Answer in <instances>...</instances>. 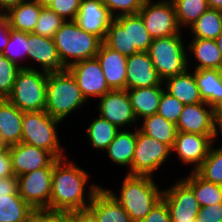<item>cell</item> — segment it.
<instances>
[{
  "label": "cell",
  "instance_id": "obj_42",
  "mask_svg": "<svg viewBox=\"0 0 222 222\" xmlns=\"http://www.w3.org/2000/svg\"><path fill=\"white\" fill-rule=\"evenodd\" d=\"M82 0H54L48 7L61 16L65 21L77 18Z\"/></svg>",
  "mask_w": 222,
  "mask_h": 222
},
{
  "label": "cell",
  "instance_id": "obj_25",
  "mask_svg": "<svg viewBox=\"0 0 222 222\" xmlns=\"http://www.w3.org/2000/svg\"><path fill=\"white\" fill-rule=\"evenodd\" d=\"M137 139V128L135 131L124 129L119 130L114 140L106 148L105 152L109 159L118 166H126L129 168L128 175H131V163L133 161L135 146Z\"/></svg>",
  "mask_w": 222,
  "mask_h": 222
},
{
  "label": "cell",
  "instance_id": "obj_45",
  "mask_svg": "<svg viewBox=\"0 0 222 222\" xmlns=\"http://www.w3.org/2000/svg\"><path fill=\"white\" fill-rule=\"evenodd\" d=\"M67 222H99L96 216L89 210H74L63 214Z\"/></svg>",
  "mask_w": 222,
  "mask_h": 222
},
{
  "label": "cell",
  "instance_id": "obj_22",
  "mask_svg": "<svg viewBox=\"0 0 222 222\" xmlns=\"http://www.w3.org/2000/svg\"><path fill=\"white\" fill-rule=\"evenodd\" d=\"M88 209L99 222H132L124 208L103 187L95 194Z\"/></svg>",
  "mask_w": 222,
  "mask_h": 222
},
{
  "label": "cell",
  "instance_id": "obj_23",
  "mask_svg": "<svg viewBox=\"0 0 222 222\" xmlns=\"http://www.w3.org/2000/svg\"><path fill=\"white\" fill-rule=\"evenodd\" d=\"M43 5L38 0H25L10 8L6 14L10 29L32 33Z\"/></svg>",
  "mask_w": 222,
  "mask_h": 222
},
{
  "label": "cell",
  "instance_id": "obj_17",
  "mask_svg": "<svg viewBox=\"0 0 222 222\" xmlns=\"http://www.w3.org/2000/svg\"><path fill=\"white\" fill-rule=\"evenodd\" d=\"M217 138V135H200L178 131L171 150L180 158V162L187 166L194 165L191 171H195L203 163L210 146L216 143Z\"/></svg>",
  "mask_w": 222,
  "mask_h": 222
},
{
  "label": "cell",
  "instance_id": "obj_35",
  "mask_svg": "<svg viewBox=\"0 0 222 222\" xmlns=\"http://www.w3.org/2000/svg\"><path fill=\"white\" fill-rule=\"evenodd\" d=\"M180 29L190 28L209 8L207 0H173Z\"/></svg>",
  "mask_w": 222,
  "mask_h": 222
},
{
  "label": "cell",
  "instance_id": "obj_44",
  "mask_svg": "<svg viewBox=\"0 0 222 222\" xmlns=\"http://www.w3.org/2000/svg\"><path fill=\"white\" fill-rule=\"evenodd\" d=\"M141 222H171L170 211L166 202L161 199Z\"/></svg>",
  "mask_w": 222,
  "mask_h": 222
},
{
  "label": "cell",
  "instance_id": "obj_27",
  "mask_svg": "<svg viewBox=\"0 0 222 222\" xmlns=\"http://www.w3.org/2000/svg\"><path fill=\"white\" fill-rule=\"evenodd\" d=\"M188 44L187 51H189L187 54H192L197 62L194 69L222 70V56L216 40L192 38Z\"/></svg>",
  "mask_w": 222,
  "mask_h": 222
},
{
  "label": "cell",
  "instance_id": "obj_40",
  "mask_svg": "<svg viewBox=\"0 0 222 222\" xmlns=\"http://www.w3.org/2000/svg\"><path fill=\"white\" fill-rule=\"evenodd\" d=\"M184 108V104L176 97L171 96L165 90L162 92V97L158 106L157 114L164 117L166 120L177 124L180 114Z\"/></svg>",
  "mask_w": 222,
  "mask_h": 222
},
{
  "label": "cell",
  "instance_id": "obj_26",
  "mask_svg": "<svg viewBox=\"0 0 222 222\" xmlns=\"http://www.w3.org/2000/svg\"><path fill=\"white\" fill-rule=\"evenodd\" d=\"M23 112L8 99H0V136L9 145L22 138Z\"/></svg>",
  "mask_w": 222,
  "mask_h": 222
},
{
  "label": "cell",
  "instance_id": "obj_6",
  "mask_svg": "<svg viewBox=\"0 0 222 222\" xmlns=\"http://www.w3.org/2000/svg\"><path fill=\"white\" fill-rule=\"evenodd\" d=\"M61 122L46 111L23 112L21 142L45 149L57 159L66 157L56 130Z\"/></svg>",
  "mask_w": 222,
  "mask_h": 222
},
{
  "label": "cell",
  "instance_id": "obj_19",
  "mask_svg": "<svg viewBox=\"0 0 222 222\" xmlns=\"http://www.w3.org/2000/svg\"><path fill=\"white\" fill-rule=\"evenodd\" d=\"M114 17L101 0H82L76 22L86 32L102 42Z\"/></svg>",
  "mask_w": 222,
  "mask_h": 222
},
{
  "label": "cell",
  "instance_id": "obj_12",
  "mask_svg": "<svg viewBox=\"0 0 222 222\" xmlns=\"http://www.w3.org/2000/svg\"><path fill=\"white\" fill-rule=\"evenodd\" d=\"M98 114L102 118L114 124L116 127H124L135 124L137 119L132 109L131 101L127 90L113 89L99 98Z\"/></svg>",
  "mask_w": 222,
  "mask_h": 222
},
{
  "label": "cell",
  "instance_id": "obj_2",
  "mask_svg": "<svg viewBox=\"0 0 222 222\" xmlns=\"http://www.w3.org/2000/svg\"><path fill=\"white\" fill-rule=\"evenodd\" d=\"M120 193L106 189L124 208L132 222H141L162 199L163 189L152 176L125 174L121 182Z\"/></svg>",
  "mask_w": 222,
  "mask_h": 222
},
{
  "label": "cell",
  "instance_id": "obj_32",
  "mask_svg": "<svg viewBox=\"0 0 222 222\" xmlns=\"http://www.w3.org/2000/svg\"><path fill=\"white\" fill-rule=\"evenodd\" d=\"M35 212L19 193L0 195V222H24Z\"/></svg>",
  "mask_w": 222,
  "mask_h": 222
},
{
  "label": "cell",
  "instance_id": "obj_15",
  "mask_svg": "<svg viewBox=\"0 0 222 222\" xmlns=\"http://www.w3.org/2000/svg\"><path fill=\"white\" fill-rule=\"evenodd\" d=\"M162 199L168 205L171 222L196 219L200 210L193 190L181 178L163 190Z\"/></svg>",
  "mask_w": 222,
  "mask_h": 222
},
{
  "label": "cell",
  "instance_id": "obj_29",
  "mask_svg": "<svg viewBox=\"0 0 222 222\" xmlns=\"http://www.w3.org/2000/svg\"><path fill=\"white\" fill-rule=\"evenodd\" d=\"M200 97L211 107L222 99V70H193Z\"/></svg>",
  "mask_w": 222,
  "mask_h": 222
},
{
  "label": "cell",
  "instance_id": "obj_16",
  "mask_svg": "<svg viewBox=\"0 0 222 222\" xmlns=\"http://www.w3.org/2000/svg\"><path fill=\"white\" fill-rule=\"evenodd\" d=\"M27 58L41 66L46 74H64L67 65L57 53L54 39L45 38L35 33H27Z\"/></svg>",
  "mask_w": 222,
  "mask_h": 222
},
{
  "label": "cell",
  "instance_id": "obj_34",
  "mask_svg": "<svg viewBox=\"0 0 222 222\" xmlns=\"http://www.w3.org/2000/svg\"><path fill=\"white\" fill-rule=\"evenodd\" d=\"M189 30L193 38L215 40L222 32V11L208 8Z\"/></svg>",
  "mask_w": 222,
  "mask_h": 222
},
{
  "label": "cell",
  "instance_id": "obj_43",
  "mask_svg": "<svg viewBox=\"0 0 222 222\" xmlns=\"http://www.w3.org/2000/svg\"><path fill=\"white\" fill-rule=\"evenodd\" d=\"M197 222H222V203L200 207Z\"/></svg>",
  "mask_w": 222,
  "mask_h": 222
},
{
  "label": "cell",
  "instance_id": "obj_56",
  "mask_svg": "<svg viewBox=\"0 0 222 222\" xmlns=\"http://www.w3.org/2000/svg\"><path fill=\"white\" fill-rule=\"evenodd\" d=\"M44 7H48L54 0H38Z\"/></svg>",
  "mask_w": 222,
  "mask_h": 222
},
{
  "label": "cell",
  "instance_id": "obj_33",
  "mask_svg": "<svg viewBox=\"0 0 222 222\" xmlns=\"http://www.w3.org/2000/svg\"><path fill=\"white\" fill-rule=\"evenodd\" d=\"M87 127L86 136L92 148H96L99 151H105L120 130V128L99 116V114Z\"/></svg>",
  "mask_w": 222,
  "mask_h": 222
},
{
  "label": "cell",
  "instance_id": "obj_46",
  "mask_svg": "<svg viewBox=\"0 0 222 222\" xmlns=\"http://www.w3.org/2000/svg\"><path fill=\"white\" fill-rule=\"evenodd\" d=\"M18 193L17 176H9L0 178V195H15Z\"/></svg>",
  "mask_w": 222,
  "mask_h": 222
},
{
  "label": "cell",
  "instance_id": "obj_28",
  "mask_svg": "<svg viewBox=\"0 0 222 222\" xmlns=\"http://www.w3.org/2000/svg\"><path fill=\"white\" fill-rule=\"evenodd\" d=\"M164 90L163 85L127 90L137 120L157 113Z\"/></svg>",
  "mask_w": 222,
  "mask_h": 222
},
{
  "label": "cell",
  "instance_id": "obj_51",
  "mask_svg": "<svg viewBox=\"0 0 222 222\" xmlns=\"http://www.w3.org/2000/svg\"><path fill=\"white\" fill-rule=\"evenodd\" d=\"M214 119L217 125L222 129V99L213 107Z\"/></svg>",
  "mask_w": 222,
  "mask_h": 222
},
{
  "label": "cell",
  "instance_id": "obj_47",
  "mask_svg": "<svg viewBox=\"0 0 222 222\" xmlns=\"http://www.w3.org/2000/svg\"><path fill=\"white\" fill-rule=\"evenodd\" d=\"M10 37V27L8 24L7 14L0 13V54L8 44Z\"/></svg>",
  "mask_w": 222,
  "mask_h": 222
},
{
  "label": "cell",
  "instance_id": "obj_53",
  "mask_svg": "<svg viewBox=\"0 0 222 222\" xmlns=\"http://www.w3.org/2000/svg\"><path fill=\"white\" fill-rule=\"evenodd\" d=\"M24 222H42V211H36Z\"/></svg>",
  "mask_w": 222,
  "mask_h": 222
},
{
  "label": "cell",
  "instance_id": "obj_10",
  "mask_svg": "<svg viewBox=\"0 0 222 222\" xmlns=\"http://www.w3.org/2000/svg\"><path fill=\"white\" fill-rule=\"evenodd\" d=\"M53 169L47 166L17 176L18 193L35 211L50 213Z\"/></svg>",
  "mask_w": 222,
  "mask_h": 222
},
{
  "label": "cell",
  "instance_id": "obj_55",
  "mask_svg": "<svg viewBox=\"0 0 222 222\" xmlns=\"http://www.w3.org/2000/svg\"><path fill=\"white\" fill-rule=\"evenodd\" d=\"M215 40L217 42V45L219 47V51H220L221 56H222V32L218 35V37Z\"/></svg>",
  "mask_w": 222,
  "mask_h": 222
},
{
  "label": "cell",
  "instance_id": "obj_18",
  "mask_svg": "<svg viewBox=\"0 0 222 222\" xmlns=\"http://www.w3.org/2000/svg\"><path fill=\"white\" fill-rule=\"evenodd\" d=\"M9 152L15 176L54 166L57 160L51 152L23 142L9 146Z\"/></svg>",
  "mask_w": 222,
  "mask_h": 222
},
{
  "label": "cell",
  "instance_id": "obj_41",
  "mask_svg": "<svg viewBox=\"0 0 222 222\" xmlns=\"http://www.w3.org/2000/svg\"><path fill=\"white\" fill-rule=\"evenodd\" d=\"M115 18L121 15L137 14L146 0H101Z\"/></svg>",
  "mask_w": 222,
  "mask_h": 222
},
{
  "label": "cell",
  "instance_id": "obj_50",
  "mask_svg": "<svg viewBox=\"0 0 222 222\" xmlns=\"http://www.w3.org/2000/svg\"><path fill=\"white\" fill-rule=\"evenodd\" d=\"M25 0H0V13H6L10 8Z\"/></svg>",
  "mask_w": 222,
  "mask_h": 222
},
{
  "label": "cell",
  "instance_id": "obj_31",
  "mask_svg": "<svg viewBox=\"0 0 222 222\" xmlns=\"http://www.w3.org/2000/svg\"><path fill=\"white\" fill-rule=\"evenodd\" d=\"M182 180L193 190L200 207L222 203V185L204 180L195 171Z\"/></svg>",
  "mask_w": 222,
  "mask_h": 222
},
{
  "label": "cell",
  "instance_id": "obj_52",
  "mask_svg": "<svg viewBox=\"0 0 222 222\" xmlns=\"http://www.w3.org/2000/svg\"><path fill=\"white\" fill-rule=\"evenodd\" d=\"M209 8L222 11V0H207Z\"/></svg>",
  "mask_w": 222,
  "mask_h": 222
},
{
  "label": "cell",
  "instance_id": "obj_24",
  "mask_svg": "<svg viewBox=\"0 0 222 222\" xmlns=\"http://www.w3.org/2000/svg\"><path fill=\"white\" fill-rule=\"evenodd\" d=\"M163 83L165 91L184 105L203 102L194 73L188 69L181 74L166 78Z\"/></svg>",
  "mask_w": 222,
  "mask_h": 222
},
{
  "label": "cell",
  "instance_id": "obj_48",
  "mask_svg": "<svg viewBox=\"0 0 222 222\" xmlns=\"http://www.w3.org/2000/svg\"><path fill=\"white\" fill-rule=\"evenodd\" d=\"M15 175L12 169V160L9 148L0 153V178Z\"/></svg>",
  "mask_w": 222,
  "mask_h": 222
},
{
  "label": "cell",
  "instance_id": "obj_36",
  "mask_svg": "<svg viewBox=\"0 0 222 222\" xmlns=\"http://www.w3.org/2000/svg\"><path fill=\"white\" fill-rule=\"evenodd\" d=\"M210 146L209 152L203 163L195 172L204 180L222 185V146L213 148Z\"/></svg>",
  "mask_w": 222,
  "mask_h": 222
},
{
  "label": "cell",
  "instance_id": "obj_38",
  "mask_svg": "<svg viewBox=\"0 0 222 222\" xmlns=\"http://www.w3.org/2000/svg\"><path fill=\"white\" fill-rule=\"evenodd\" d=\"M65 20L49 7H42L39 19L32 33L53 39Z\"/></svg>",
  "mask_w": 222,
  "mask_h": 222
},
{
  "label": "cell",
  "instance_id": "obj_14",
  "mask_svg": "<svg viewBox=\"0 0 222 222\" xmlns=\"http://www.w3.org/2000/svg\"><path fill=\"white\" fill-rule=\"evenodd\" d=\"M177 131L200 135H219L222 129L214 119L213 107L206 102L184 105L176 124Z\"/></svg>",
  "mask_w": 222,
  "mask_h": 222
},
{
  "label": "cell",
  "instance_id": "obj_54",
  "mask_svg": "<svg viewBox=\"0 0 222 222\" xmlns=\"http://www.w3.org/2000/svg\"><path fill=\"white\" fill-rule=\"evenodd\" d=\"M8 148L9 145L0 136V153L6 151Z\"/></svg>",
  "mask_w": 222,
  "mask_h": 222
},
{
  "label": "cell",
  "instance_id": "obj_13",
  "mask_svg": "<svg viewBox=\"0 0 222 222\" xmlns=\"http://www.w3.org/2000/svg\"><path fill=\"white\" fill-rule=\"evenodd\" d=\"M68 71L87 101L93 97L100 98L111 90L96 57L76 62L68 67Z\"/></svg>",
  "mask_w": 222,
  "mask_h": 222
},
{
  "label": "cell",
  "instance_id": "obj_9",
  "mask_svg": "<svg viewBox=\"0 0 222 222\" xmlns=\"http://www.w3.org/2000/svg\"><path fill=\"white\" fill-rule=\"evenodd\" d=\"M171 148L142 133L137 128L136 146L131 163V175L152 176L171 156Z\"/></svg>",
  "mask_w": 222,
  "mask_h": 222
},
{
  "label": "cell",
  "instance_id": "obj_8",
  "mask_svg": "<svg viewBox=\"0 0 222 222\" xmlns=\"http://www.w3.org/2000/svg\"><path fill=\"white\" fill-rule=\"evenodd\" d=\"M47 79L40 70L21 68L7 99L22 112L45 111Z\"/></svg>",
  "mask_w": 222,
  "mask_h": 222
},
{
  "label": "cell",
  "instance_id": "obj_4",
  "mask_svg": "<svg viewBox=\"0 0 222 222\" xmlns=\"http://www.w3.org/2000/svg\"><path fill=\"white\" fill-rule=\"evenodd\" d=\"M53 39L57 53L67 67L95 58L102 43L97 36L84 31L75 20L65 21Z\"/></svg>",
  "mask_w": 222,
  "mask_h": 222
},
{
  "label": "cell",
  "instance_id": "obj_1",
  "mask_svg": "<svg viewBox=\"0 0 222 222\" xmlns=\"http://www.w3.org/2000/svg\"><path fill=\"white\" fill-rule=\"evenodd\" d=\"M67 158V156L59 158L54 163L50 214L88 209L95 194L101 188L100 184L98 186L96 183H91L90 186L89 173L74 164L75 162L67 161Z\"/></svg>",
  "mask_w": 222,
  "mask_h": 222
},
{
  "label": "cell",
  "instance_id": "obj_3",
  "mask_svg": "<svg viewBox=\"0 0 222 222\" xmlns=\"http://www.w3.org/2000/svg\"><path fill=\"white\" fill-rule=\"evenodd\" d=\"M152 40L141 16L137 13L115 17L103 43L129 57L140 51L148 52Z\"/></svg>",
  "mask_w": 222,
  "mask_h": 222
},
{
  "label": "cell",
  "instance_id": "obj_11",
  "mask_svg": "<svg viewBox=\"0 0 222 222\" xmlns=\"http://www.w3.org/2000/svg\"><path fill=\"white\" fill-rule=\"evenodd\" d=\"M138 14L153 39L176 34L182 35L174 4L170 0H159L157 2L146 0Z\"/></svg>",
  "mask_w": 222,
  "mask_h": 222
},
{
  "label": "cell",
  "instance_id": "obj_7",
  "mask_svg": "<svg viewBox=\"0 0 222 222\" xmlns=\"http://www.w3.org/2000/svg\"><path fill=\"white\" fill-rule=\"evenodd\" d=\"M180 34L168 37L154 38L148 50L154 68L164 81L185 72L191 67L187 54V45L184 46Z\"/></svg>",
  "mask_w": 222,
  "mask_h": 222
},
{
  "label": "cell",
  "instance_id": "obj_5",
  "mask_svg": "<svg viewBox=\"0 0 222 222\" xmlns=\"http://www.w3.org/2000/svg\"><path fill=\"white\" fill-rule=\"evenodd\" d=\"M86 102L88 101L69 71L64 74L48 75L45 111L53 118L63 121Z\"/></svg>",
  "mask_w": 222,
  "mask_h": 222
},
{
  "label": "cell",
  "instance_id": "obj_39",
  "mask_svg": "<svg viewBox=\"0 0 222 222\" xmlns=\"http://www.w3.org/2000/svg\"><path fill=\"white\" fill-rule=\"evenodd\" d=\"M20 69L15 63L0 54V99H7L10 96Z\"/></svg>",
  "mask_w": 222,
  "mask_h": 222
},
{
  "label": "cell",
  "instance_id": "obj_37",
  "mask_svg": "<svg viewBox=\"0 0 222 222\" xmlns=\"http://www.w3.org/2000/svg\"><path fill=\"white\" fill-rule=\"evenodd\" d=\"M27 33L10 29V37L7 46L2 52V55L7 57L11 62L15 63L20 68L33 69L36 67L22 64L21 59H27ZM21 60V64H20ZM35 67V68H34Z\"/></svg>",
  "mask_w": 222,
  "mask_h": 222
},
{
  "label": "cell",
  "instance_id": "obj_30",
  "mask_svg": "<svg viewBox=\"0 0 222 222\" xmlns=\"http://www.w3.org/2000/svg\"><path fill=\"white\" fill-rule=\"evenodd\" d=\"M142 120L141 127H138L142 133L167 144L171 149L173 148L178 132L176 124L166 120L157 113L146 116Z\"/></svg>",
  "mask_w": 222,
  "mask_h": 222
},
{
  "label": "cell",
  "instance_id": "obj_57",
  "mask_svg": "<svg viewBox=\"0 0 222 222\" xmlns=\"http://www.w3.org/2000/svg\"><path fill=\"white\" fill-rule=\"evenodd\" d=\"M179 222H197V220H196V219H193V220H191V221H179Z\"/></svg>",
  "mask_w": 222,
  "mask_h": 222
},
{
  "label": "cell",
  "instance_id": "obj_49",
  "mask_svg": "<svg viewBox=\"0 0 222 222\" xmlns=\"http://www.w3.org/2000/svg\"><path fill=\"white\" fill-rule=\"evenodd\" d=\"M42 222H67V220L63 214H50L42 211Z\"/></svg>",
  "mask_w": 222,
  "mask_h": 222
},
{
  "label": "cell",
  "instance_id": "obj_20",
  "mask_svg": "<svg viewBox=\"0 0 222 222\" xmlns=\"http://www.w3.org/2000/svg\"><path fill=\"white\" fill-rule=\"evenodd\" d=\"M126 90L164 85L154 68L148 52L127 57Z\"/></svg>",
  "mask_w": 222,
  "mask_h": 222
},
{
  "label": "cell",
  "instance_id": "obj_21",
  "mask_svg": "<svg viewBox=\"0 0 222 222\" xmlns=\"http://www.w3.org/2000/svg\"><path fill=\"white\" fill-rule=\"evenodd\" d=\"M96 58L111 90H126L127 57L101 43Z\"/></svg>",
  "mask_w": 222,
  "mask_h": 222
}]
</instances>
